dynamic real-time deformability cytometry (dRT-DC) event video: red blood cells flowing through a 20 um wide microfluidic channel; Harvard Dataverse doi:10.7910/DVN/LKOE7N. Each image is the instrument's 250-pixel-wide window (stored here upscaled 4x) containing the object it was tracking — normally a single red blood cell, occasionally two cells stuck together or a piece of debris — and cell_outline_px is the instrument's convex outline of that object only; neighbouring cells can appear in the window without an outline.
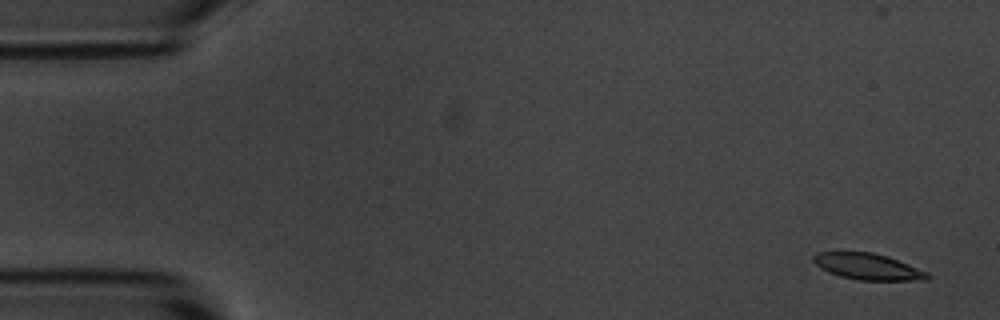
{"species": "common noctule bat (a hibernating species)", "species_latin": "Nyctalus noctula", "temperature_condition": "room temperature", "stored_images_in_passage": 54, "camera_frame_rate_fps": 3000, "um_per_image_px": 0.085, "animal": {"sex": "male", "body_mass_g": 20.1, "forearm_length_mm": 53.5}, "frame": {"image": 1, "passage_image": 1, "time_ms": 0.0, "image_size_px": [1000, 320], "cell_outline_px": [[932, 276], [928, 280], [860, 280], [840, 276], [828, 272], [820, 268], [812, 260], [812, 256], [816, 252], [872, 252], [888, 256], [928, 272]], "centroid_in_image_um": [73.77, 22.66], "position_along_channel_um": 11.2, "area_um2": 17.51}}
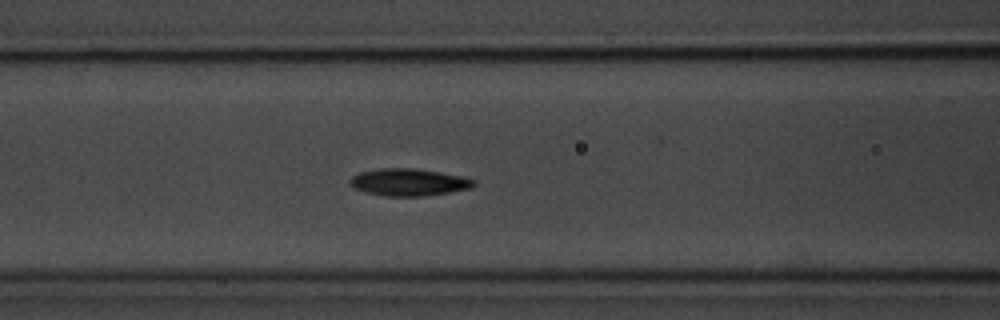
{"frame": {"image": 2, "passage_image": 21, "time_ms": 6.667, "image_size_px": [1000, 320], "cell_outline_px": [[476, 184], [472, 188], [424, 196], [384, 196], [368, 192], [356, 188], [348, 180], [352, 176], [360, 172], [380, 168], [412, 168], [440, 172], [464, 176], [476, 180]], "centroid_in_image_um": [34.79, 15.48], "position_along_channel_um": 131.8, "area_um2": 19.54}}
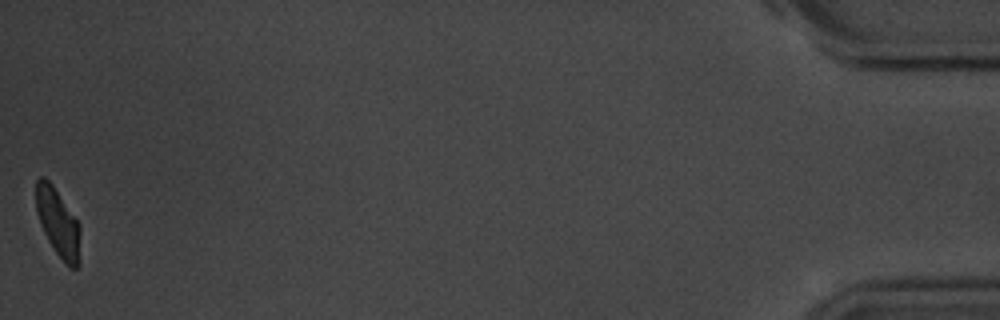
{"frame": {"image": 3, "passage_image": 54, "time_ms": 17.667, "image_size_px": [1000, 320], "cell_outline_px": [[80, 264], [76, 268], [68, 268], [56, 252], [48, 240], [40, 224], [36, 212], [36, 180], [40, 176], [44, 176], [52, 184], [80, 224]], "centroid_in_image_um": [4.95, 18.95], "position_along_channel_um": 430.3, "area_um2": 17.74}, "authors_computed_cell_mechanics": {"area_um2": 18.6405, "velocity_mm_per_s": 3.6022, "shape_relaxation_time_tau1_ms": 2.7837, "shape_relaxation_time_tau2_ms": 3.6923, "deformation_change_tau1": 0.1245, "deformation_change_tau2": 0.0874}}